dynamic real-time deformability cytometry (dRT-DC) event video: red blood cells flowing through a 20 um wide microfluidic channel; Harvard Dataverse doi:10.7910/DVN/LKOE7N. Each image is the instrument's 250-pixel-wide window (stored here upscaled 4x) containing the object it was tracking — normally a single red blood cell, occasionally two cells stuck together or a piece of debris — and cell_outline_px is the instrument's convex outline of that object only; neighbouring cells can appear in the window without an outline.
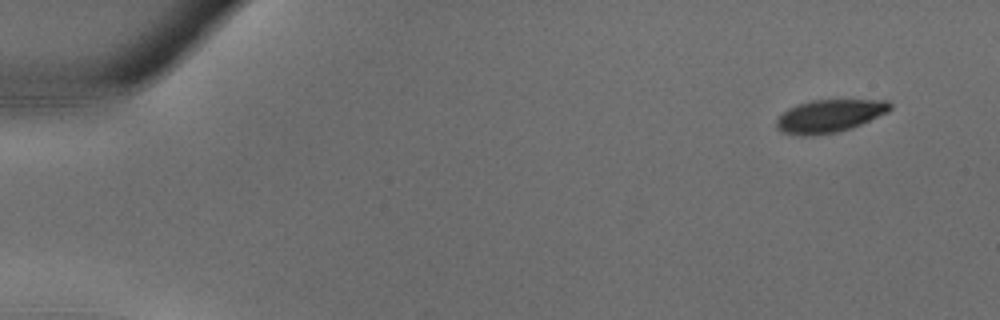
{"species": "common noctule bat (a hibernating species)", "species_latin": "Nyctalus noctula", "temperature_condition": "warm", "stored_images_in_passage": 35, "camera_frame_rate_fps": 3000, "um_per_image_px": 0.085, "animal": {"sex": "male", "body_mass_g": 18.8}, "frame": {"image": 1, "passage_image": 1, "time_ms": 0.0, "image_size_px": [1000, 320], "cell_outline_px": [[892, 108], [888, 112], [860, 124], [836, 132], [808, 136], [804, 136], [784, 132], [776, 128], [776, 120], [788, 108], [812, 100], [888, 100], [892, 104]], "centroid_in_image_um": [70.52, 9.84], "position_along_channel_um": 14.5, "area_um2": 21.39}}
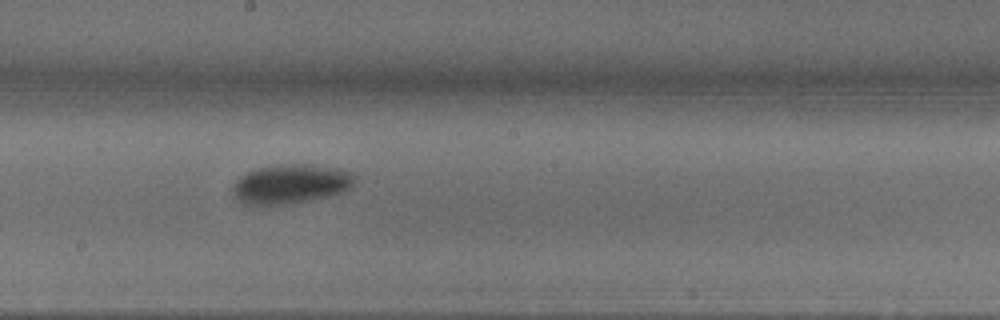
{"frame": {"image": 2, "passage_image": 19, "time_ms": 6.0, "image_size_px": [1000, 320], "cell_outline_px": [[356, 180], [348, 188], [340, 192], [292, 204], [240, 204], [232, 192], [232, 184], [240, 176], [248, 172], [260, 168], [284, 164], [312, 164], [336, 168], [352, 172], [356, 176]], "centroid_in_image_um": [24.68, 15.63], "position_along_channel_um": 223.5, "area_um2": 27.74}}
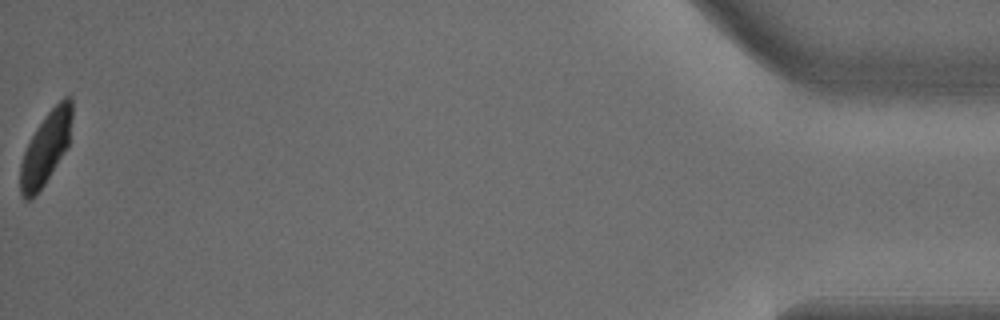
{"frame": {"image": 3, "passage_image": 35, "time_ms": 11.333, "image_size_px": [1000, 320], "cell_outline_px": [[72, 116], [68, 148], [44, 184], [28, 200], [24, 200], [20, 196], [20, 164], [24, 152], [36, 128], [48, 112], [64, 96], [72, 96]], "centroid_in_image_um": [3.9, 12.57], "position_along_channel_um": 431.3, "area_um2": 21.62}}